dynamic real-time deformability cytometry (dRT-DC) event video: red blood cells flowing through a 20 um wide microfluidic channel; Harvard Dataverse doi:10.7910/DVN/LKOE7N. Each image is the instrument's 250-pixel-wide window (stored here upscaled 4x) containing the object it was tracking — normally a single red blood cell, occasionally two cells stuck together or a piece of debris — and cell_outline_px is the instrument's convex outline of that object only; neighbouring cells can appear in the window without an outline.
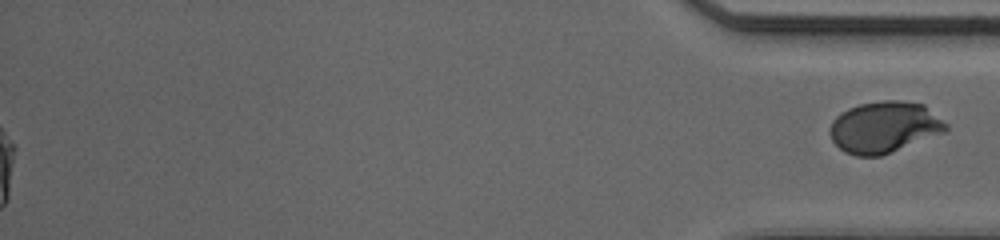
{"species": "human", "species_latin": "Homo sapiens", "temperature_condition": "cold", "stored_images_in_passage": 51, "segment_of_instrument_passage": [2, 2], "camera_frame_rate_fps": 3000, "um_per_image_px": 0.085, "donor": {"sex": "male"}, "frame": {"image": 1, "passage_image": 51, "time_ms": 16.667, "image_size_px": [1000, 240], "cell_outline_px": [[948, 128], [944, 132], [880, 156], [856, 156], [844, 152], [832, 140], [828, 132], [832, 120], [840, 112], [848, 108], [860, 104], [884, 100], [900, 100], [924, 104], [948, 124]], "centroid_in_image_um": [75.13, 10.8], "position_along_channel_um": 360.1, "area_um2": 34.74}}